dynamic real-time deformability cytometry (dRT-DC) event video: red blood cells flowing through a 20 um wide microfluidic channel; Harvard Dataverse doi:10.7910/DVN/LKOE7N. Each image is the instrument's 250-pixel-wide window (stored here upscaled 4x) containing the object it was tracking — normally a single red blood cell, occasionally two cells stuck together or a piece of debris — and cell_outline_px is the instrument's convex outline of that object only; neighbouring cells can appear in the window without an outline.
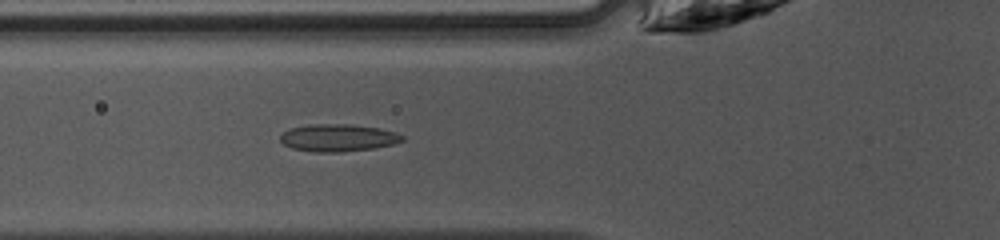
{"species": "common noctule bat (a hibernating species)", "species_latin": "Nyctalus noctula", "temperature_condition": "warm", "stored_images_in_passage": 35, "camera_frame_rate_fps": 3000, "um_per_image_px": 0.085, "animal": {"sex": "female", "body_mass_g": 10.0, "forearm_length_mm": 53.1}, "frame": {"image": 1, "passage_image": 6, "time_ms": 1.667, "image_size_px": [1000, 240], "cell_outline_px": [[404, 140], [392, 144], [376, 148], [340, 152], [316, 152], [292, 148], [284, 144], [280, 140], [280, 136], [284, 132], [292, 128], [308, 124], [348, 124], [380, 128], [396, 132], [404, 136]], "centroid_in_image_um": [28.76, 11.71], "position_along_channel_um": 97.0, "area_um2": 19.42}}
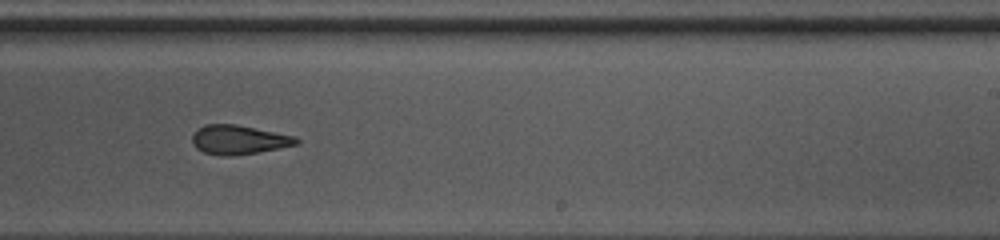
{"frame": {"image": 2, "passage_image": 18, "time_ms": 5.667, "image_size_px": [1000, 240], "cell_outline_px": [[300, 140], [296, 144], [256, 152], [228, 156], [224, 156], [204, 152], [196, 148], [192, 144], [192, 132], [196, 128], [204, 124], [236, 124], [296, 136]], "centroid_in_image_um": [20.23, 11.85], "position_along_channel_um": 268.8, "area_um2": 17.63}}
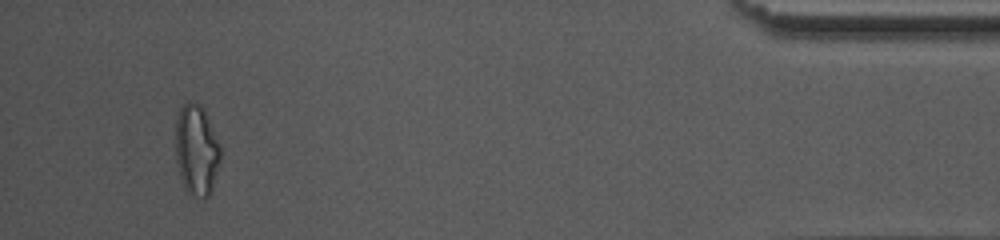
{"frame": {"image": 3, "passage_image": 33, "time_ms": 10.667, "image_size_px": [1000, 240], "cell_outline_px": [[220, 160], [212, 188], [208, 196], [204, 196], [188, 192], [184, 188], [180, 176], [176, 160], [176, 116], [180, 108], [184, 104], [192, 100], [200, 104], [204, 108], [220, 148]], "centroid_in_image_um": [16.68, 12.69], "position_along_channel_um": 418.5, "area_um2": 23.35}, "authors_computed_cell_mechanics": {"area_um2": 18.785, "velocity_mm_per_s": 4.2715, "shape_relaxation_time_tau1_ms": 7.0199, "shape_relaxation_time_tau2_ms": 1.9284, "deformation_change_tau1": 0.1896, "deformation_change_tau2": 0.1104}}